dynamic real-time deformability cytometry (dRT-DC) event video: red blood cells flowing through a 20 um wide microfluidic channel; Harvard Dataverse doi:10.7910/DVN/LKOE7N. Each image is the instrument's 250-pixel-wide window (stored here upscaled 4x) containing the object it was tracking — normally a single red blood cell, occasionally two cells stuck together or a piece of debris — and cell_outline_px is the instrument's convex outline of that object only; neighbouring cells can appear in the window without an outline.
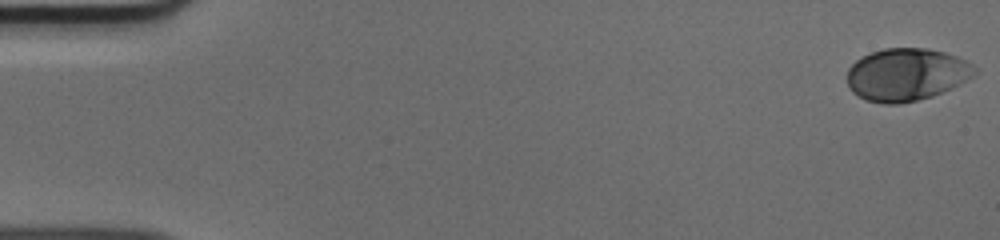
{"species": "human", "species_latin": "Homo sapiens", "temperature_condition": "cold", "stored_images_in_passage": 51, "camera_frame_rate_fps": 3000, "um_per_image_px": 0.085, "donor": {"sex": "male"}, "frame": {"image": 1, "passage_image": 1, "time_ms": 0.0, "image_size_px": [1000, 240], "cell_outline_px": [[980, 72], [960, 84], [952, 88], [932, 96], [900, 104], [884, 104], [864, 100], [852, 92], [848, 88], [848, 68], [860, 56], [884, 48], [928, 48], [944, 52], [956, 56], [980, 68]], "centroid_in_image_um": [77.06, 6.34], "position_along_channel_um": 7.9, "area_um2": 39.48}}
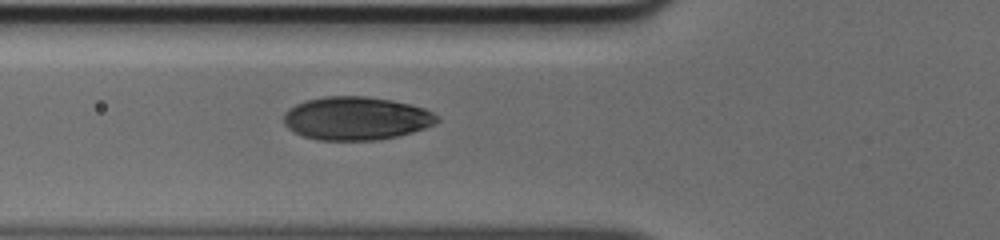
{"frame": {"image": 2, "passage_image": 19, "time_ms": 6.0, "image_size_px": [1000, 240], "cell_outline_px": [[440, 120], [436, 124], [412, 132], [396, 136], [376, 140], [316, 140], [304, 136], [288, 128], [284, 124], [284, 112], [288, 108], [304, 100], [324, 96], [364, 96], [392, 100], [424, 108], [440, 116]], "centroid_in_image_um": [30.27, 10.05], "position_along_channel_um": 95.5, "area_um2": 38.78}}
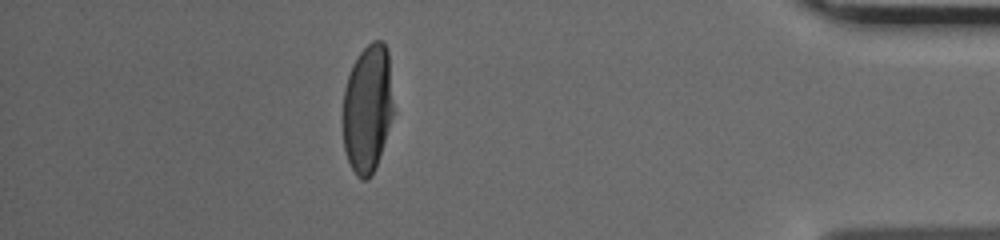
{"frame": {"image": 3, "passage_image": 45, "time_ms": 14.667, "image_size_px": [1000, 240], "cell_outline_px": [[392, 116], [372, 176], [368, 180], [360, 180], [356, 176], [348, 160], [344, 148], [344, 88], [352, 64], [360, 52], [372, 40], [380, 40], [388, 48], [392, 104]], "centroid_in_image_um": [31.22, 9.21], "position_along_channel_um": 404.0, "area_um2": 37.17}}